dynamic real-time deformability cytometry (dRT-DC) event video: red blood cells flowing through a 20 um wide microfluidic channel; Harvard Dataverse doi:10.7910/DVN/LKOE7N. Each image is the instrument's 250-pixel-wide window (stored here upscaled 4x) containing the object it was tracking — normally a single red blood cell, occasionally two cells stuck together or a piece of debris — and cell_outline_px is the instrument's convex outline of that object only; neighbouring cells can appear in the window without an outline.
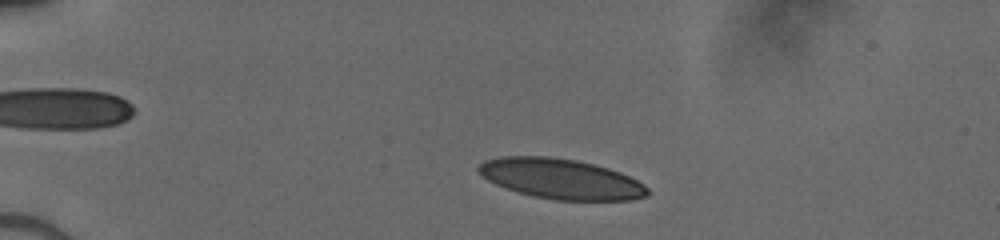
{"species": "human", "species_latin": "Homo sapiens", "temperature_condition": "cold", "stored_images_in_passage": 44, "camera_frame_rate_fps": 3000, "um_per_image_px": 0.085, "donor": {"sex": "male"}, "frame": {"image": 1, "passage_image": 5, "time_ms": 1.333, "image_size_px": [1000, 240], "cell_outline_px": [[648, 196], [632, 200], [556, 200], [536, 196], [520, 192], [496, 184], [488, 180], [476, 168], [484, 160], [500, 156], [548, 156], [576, 160], [608, 168], [620, 172], [644, 184], [648, 188]], "centroid_in_image_um": [47.7, 15.19], "position_along_channel_um": 37.3, "area_um2": 39.25}}
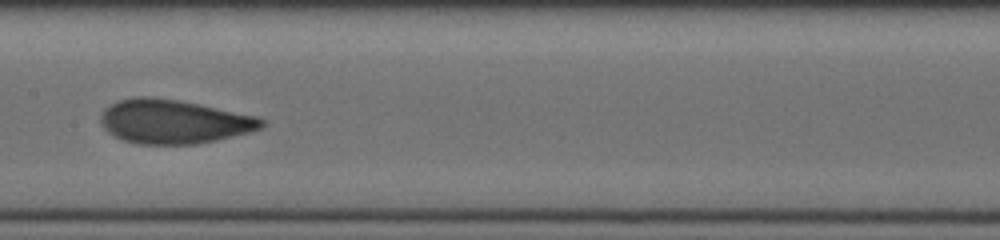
{"frame": {"image": 2, "passage_image": 21, "time_ms": 6.667, "image_size_px": [1000, 240], "cell_outline_px": [[264, 124], [260, 128], [248, 132], [216, 140], [196, 144], [136, 144], [124, 140], [108, 132], [104, 128], [100, 120], [100, 116], [104, 108], [116, 100], [136, 96], [152, 96], [176, 100], [256, 116], [264, 120]], "centroid_in_image_um": [14.7, 10.33], "position_along_channel_um": 192.7, "area_um2": 40.92}}
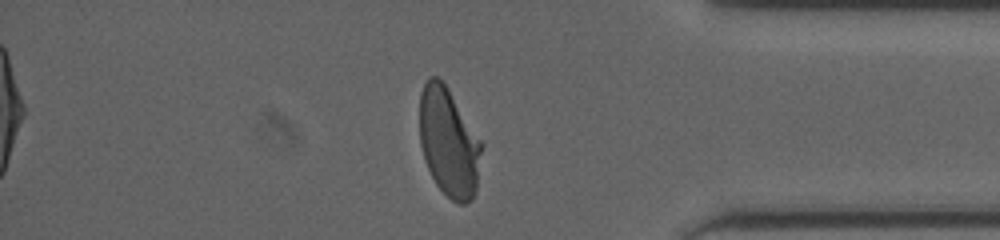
{"frame": {"image": 3, "passage_image": 37, "time_ms": 12.0, "image_size_px": [1000, 240], "cell_outline_px": [[484, 144], [476, 188], [472, 200], [464, 204], [460, 204], [452, 200], [436, 184], [424, 160], [420, 144], [420, 92], [428, 76], [436, 76], [448, 88]], "centroid_in_image_um": [38.16, 12.09], "position_along_channel_um": 397.0, "area_um2": 39.42}}